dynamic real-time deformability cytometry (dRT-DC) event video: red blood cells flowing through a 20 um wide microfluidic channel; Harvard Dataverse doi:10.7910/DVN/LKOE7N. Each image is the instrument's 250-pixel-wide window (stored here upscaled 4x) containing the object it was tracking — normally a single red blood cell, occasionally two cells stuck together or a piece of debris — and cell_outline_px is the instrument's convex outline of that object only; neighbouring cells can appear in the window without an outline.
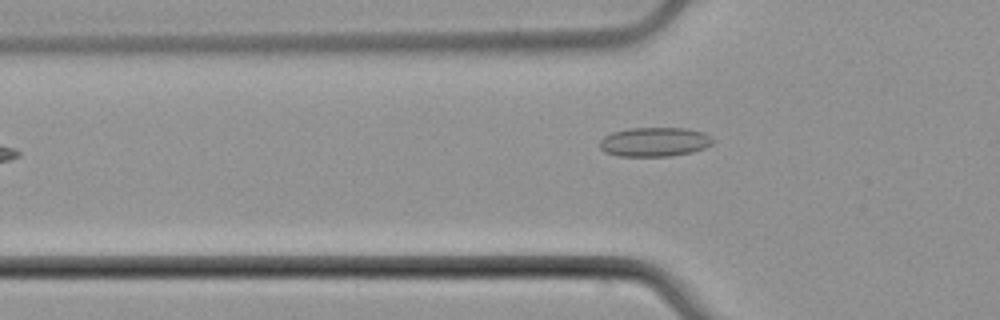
{"species": "common noctule bat (a hibernating species)", "species_latin": "Nyctalus noctula", "temperature_condition": "cold", "stored_images_in_passage": 35, "camera_frame_rate_fps": 3000, "um_per_image_px": 0.085, "animal": {"sex": "male", "body_mass_g": 21.5, "forearm_length_mm": 52.0}, "frame": {"image": 1, "passage_image": 3, "time_ms": 0.667, "image_size_px": [1000, 320], "cell_outline_px": [[716, 140], [712, 144], [704, 148], [692, 152], [672, 156], [620, 156], [604, 152], [600, 148], [600, 140], [604, 136], [612, 132], [628, 128], [688, 128], [700, 132]], "centroid_in_image_um": [55.62, 12.06], "position_along_channel_um": 70.2, "area_um2": 19.31}}
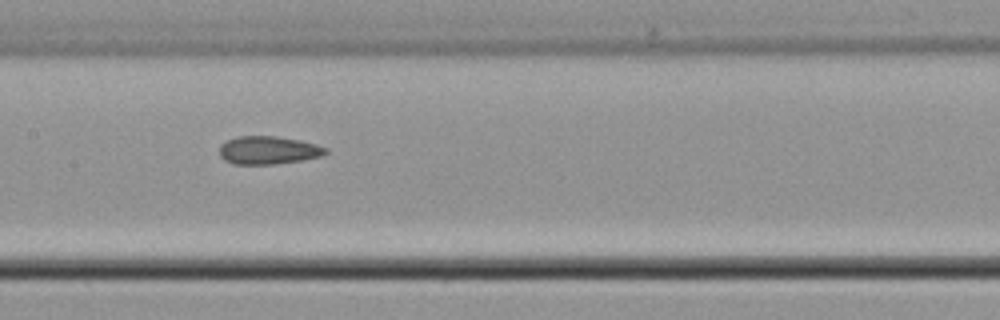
{"frame": {"image": 2, "passage_image": 12, "time_ms": 3.667, "image_size_px": [1000, 320], "cell_outline_px": [[328, 152], [324, 156], [300, 160], [272, 164], [232, 164], [224, 160], [220, 156], [220, 144], [236, 136], [276, 136], [300, 140], [316, 144], [328, 148]], "centroid_in_image_um": [22.81, 12.76], "position_along_channel_um": 184.6, "area_um2": 17.46}}
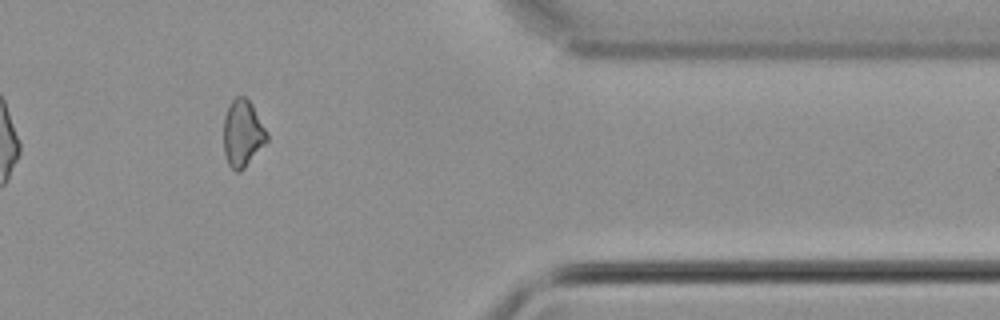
{"frame": {"image": 3, "passage_image": 30, "time_ms": 9.667, "image_size_px": [1000, 320], "cell_outline_px": [[268, 140], [244, 168], [240, 172], [236, 172], [228, 164], [224, 152], [224, 116], [228, 104], [236, 96], [244, 96], [252, 104], [268, 132]], "centroid_in_image_um": [20.62, 11.32], "position_along_channel_um": 390.8, "area_um2": 16.94}, "authors_computed_cell_mechanics": {"area_um2": 17.5134, "velocity_mm_per_s": 3.8209, "shape_relaxation_time_tau1_ms": null, "shape_relaxation_time_tau2_ms": 5.5541, "deformation_change_tau1": null, "deformation_change_tau2": 0.125}}